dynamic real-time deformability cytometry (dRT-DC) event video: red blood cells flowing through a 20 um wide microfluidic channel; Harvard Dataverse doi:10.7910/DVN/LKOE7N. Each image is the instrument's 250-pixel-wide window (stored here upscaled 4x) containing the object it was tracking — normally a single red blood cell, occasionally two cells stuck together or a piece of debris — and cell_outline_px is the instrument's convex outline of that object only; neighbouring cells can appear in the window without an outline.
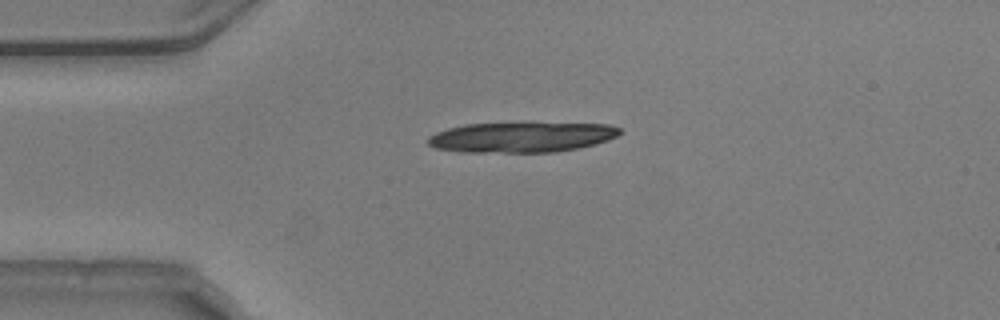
{"species": "common noctule bat (a hibernating species)", "species_latin": "Nyctalus noctula", "temperature_condition": "warm", "stored_images_in_passage": 6, "camera_frame_rate_fps": 3000, "um_per_image_px": 0.085, "animal": {"sex": "male", "body_mass_g": 20.5, "forearm_length_mm": 52.5}, "frame": {"image": 1, "passage_image": 2, "time_ms": 0.333, "image_size_px": [1000, 320], "cell_outline_px": [[620, 132], [616, 136], [608, 140], [596, 144], [580, 148], [556, 152], [460, 152], [436, 148], [428, 144], [428, 136], [436, 132], [448, 128], [464, 124], [608, 124], [620, 128]], "centroid_in_image_um": [44.3, 11.68], "position_along_channel_um": 40.7, "area_um2": 33.41}}